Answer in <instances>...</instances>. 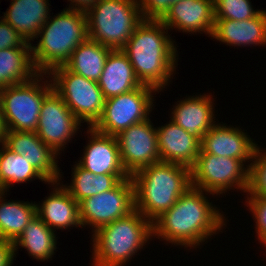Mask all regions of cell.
<instances>
[{
	"label": "cell",
	"instance_id": "1",
	"mask_svg": "<svg viewBox=\"0 0 266 266\" xmlns=\"http://www.w3.org/2000/svg\"><path fill=\"white\" fill-rule=\"evenodd\" d=\"M210 195L214 194L193 186L188 188L169 210L152 222L153 238L167 242L166 245L201 249L205 241L227 227L224 212L208 200Z\"/></svg>",
	"mask_w": 266,
	"mask_h": 266
},
{
	"label": "cell",
	"instance_id": "2",
	"mask_svg": "<svg viewBox=\"0 0 266 266\" xmlns=\"http://www.w3.org/2000/svg\"><path fill=\"white\" fill-rule=\"evenodd\" d=\"M170 35L161 21L143 20L121 49L138 80L160 92L171 84L178 66L177 45Z\"/></svg>",
	"mask_w": 266,
	"mask_h": 266
},
{
	"label": "cell",
	"instance_id": "3",
	"mask_svg": "<svg viewBox=\"0 0 266 266\" xmlns=\"http://www.w3.org/2000/svg\"><path fill=\"white\" fill-rule=\"evenodd\" d=\"M134 186V207L153 222L169 210L191 187L190 168L159 161L131 176Z\"/></svg>",
	"mask_w": 266,
	"mask_h": 266
},
{
	"label": "cell",
	"instance_id": "4",
	"mask_svg": "<svg viewBox=\"0 0 266 266\" xmlns=\"http://www.w3.org/2000/svg\"><path fill=\"white\" fill-rule=\"evenodd\" d=\"M91 237V266L127 265L154 240L152 222L136 209L101 227Z\"/></svg>",
	"mask_w": 266,
	"mask_h": 266
},
{
	"label": "cell",
	"instance_id": "5",
	"mask_svg": "<svg viewBox=\"0 0 266 266\" xmlns=\"http://www.w3.org/2000/svg\"><path fill=\"white\" fill-rule=\"evenodd\" d=\"M50 18L39 30L37 44L31 45L35 69L41 74L64 66L72 52L88 38L85 12L65 7Z\"/></svg>",
	"mask_w": 266,
	"mask_h": 266
},
{
	"label": "cell",
	"instance_id": "6",
	"mask_svg": "<svg viewBox=\"0 0 266 266\" xmlns=\"http://www.w3.org/2000/svg\"><path fill=\"white\" fill-rule=\"evenodd\" d=\"M88 38L122 49L144 20L138 0H98L87 12Z\"/></svg>",
	"mask_w": 266,
	"mask_h": 266
},
{
	"label": "cell",
	"instance_id": "7",
	"mask_svg": "<svg viewBox=\"0 0 266 266\" xmlns=\"http://www.w3.org/2000/svg\"><path fill=\"white\" fill-rule=\"evenodd\" d=\"M52 90L49 75L41 73L28 82L2 88L1 108L7 130L36 132L42 102Z\"/></svg>",
	"mask_w": 266,
	"mask_h": 266
},
{
	"label": "cell",
	"instance_id": "8",
	"mask_svg": "<svg viewBox=\"0 0 266 266\" xmlns=\"http://www.w3.org/2000/svg\"><path fill=\"white\" fill-rule=\"evenodd\" d=\"M53 90L63 99L70 111L83 124L93 127L100 119L105 97L96 81L73 73L65 66L53 69L49 74Z\"/></svg>",
	"mask_w": 266,
	"mask_h": 266
},
{
	"label": "cell",
	"instance_id": "9",
	"mask_svg": "<svg viewBox=\"0 0 266 266\" xmlns=\"http://www.w3.org/2000/svg\"><path fill=\"white\" fill-rule=\"evenodd\" d=\"M245 166V167H244ZM250 169L239 159L199 154L190 168L191 186L222 197L229 191L249 190Z\"/></svg>",
	"mask_w": 266,
	"mask_h": 266
},
{
	"label": "cell",
	"instance_id": "10",
	"mask_svg": "<svg viewBox=\"0 0 266 266\" xmlns=\"http://www.w3.org/2000/svg\"><path fill=\"white\" fill-rule=\"evenodd\" d=\"M154 87L141 85L128 93L106 99L103 113L93 128L103 134L117 136L133 124L149 119L154 110Z\"/></svg>",
	"mask_w": 266,
	"mask_h": 266
},
{
	"label": "cell",
	"instance_id": "11",
	"mask_svg": "<svg viewBox=\"0 0 266 266\" xmlns=\"http://www.w3.org/2000/svg\"><path fill=\"white\" fill-rule=\"evenodd\" d=\"M135 209L134 186L131 177L122 180L116 187L88 197L79 203L83 227H91V234L101 227L125 217Z\"/></svg>",
	"mask_w": 266,
	"mask_h": 266
},
{
	"label": "cell",
	"instance_id": "12",
	"mask_svg": "<svg viewBox=\"0 0 266 266\" xmlns=\"http://www.w3.org/2000/svg\"><path fill=\"white\" fill-rule=\"evenodd\" d=\"M81 122L63 99L52 90L43 100L36 133L55 153L60 155L77 135ZM71 140V142H70Z\"/></svg>",
	"mask_w": 266,
	"mask_h": 266
},
{
	"label": "cell",
	"instance_id": "13",
	"mask_svg": "<svg viewBox=\"0 0 266 266\" xmlns=\"http://www.w3.org/2000/svg\"><path fill=\"white\" fill-rule=\"evenodd\" d=\"M150 119L133 124L116 136L121 162L130 176L160 161L157 128Z\"/></svg>",
	"mask_w": 266,
	"mask_h": 266
},
{
	"label": "cell",
	"instance_id": "14",
	"mask_svg": "<svg viewBox=\"0 0 266 266\" xmlns=\"http://www.w3.org/2000/svg\"><path fill=\"white\" fill-rule=\"evenodd\" d=\"M255 142L244 129L218 121L203 135L199 154L239 159L250 169L258 147Z\"/></svg>",
	"mask_w": 266,
	"mask_h": 266
},
{
	"label": "cell",
	"instance_id": "15",
	"mask_svg": "<svg viewBox=\"0 0 266 266\" xmlns=\"http://www.w3.org/2000/svg\"><path fill=\"white\" fill-rule=\"evenodd\" d=\"M3 144L14 153L23 155L48 183L62 181L63 174L57 160L60 156L36 132L7 130Z\"/></svg>",
	"mask_w": 266,
	"mask_h": 266
},
{
	"label": "cell",
	"instance_id": "16",
	"mask_svg": "<svg viewBox=\"0 0 266 266\" xmlns=\"http://www.w3.org/2000/svg\"><path fill=\"white\" fill-rule=\"evenodd\" d=\"M160 21L170 32L177 29L185 34L204 33L210 37L215 22L213 0H182L173 4Z\"/></svg>",
	"mask_w": 266,
	"mask_h": 266
},
{
	"label": "cell",
	"instance_id": "17",
	"mask_svg": "<svg viewBox=\"0 0 266 266\" xmlns=\"http://www.w3.org/2000/svg\"><path fill=\"white\" fill-rule=\"evenodd\" d=\"M86 131L89 140L76 163L96 175L128 174L121 162L116 136L100 133L93 127Z\"/></svg>",
	"mask_w": 266,
	"mask_h": 266
},
{
	"label": "cell",
	"instance_id": "18",
	"mask_svg": "<svg viewBox=\"0 0 266 266\" xmlns=\"http://www.w3.org/2000/svg\"><path fill=\"white\" fill-rule=\"evenodd\" d=\"M212 96V93H200L180 99L172 105L170 120L201 141L218 120Z\"/></svg>",
	"mask_w": 266,
	"mask_h": 266
},
{
	"label": "cell",
	"instance_id": "19",
	"mask_svg": "<svg viewBox=\"0 0 266 266\" xmlns=\"http://www.w3.org/2000/svg\"><path fill=\"white\" fill-rule=\"evenodd\" d=\"M53 185L51 193L42 202H36V214L53 231L62 229L83 228L80 220L79 203L73 199L61 182ZM41 203V204H40Z\"/></svg>",
	"mask_w": 266,
	"mask_h": 266
},
{
	"label": "cell",
	"instance_id": "20",
	"mask_svg": "<svg viewBox=\"0 0 266 266\" xmlns=\"http://www.w3.org/2000/svg\"><path fill=\"white\" fill-rule=\"evenodd\" d=\"M160 161L191 168L201 150V141L169 120L157 127Z\"/></svg>",
	"mask_w": 266,
	"mask_h": 266
},
{
	"label": "cell",
	"instance_id": "21",
	"mask_svg": "<svg viewBox=\"0 0 266 266\" xmlns=\"http://www.w3.org/2000/svg\"><path fill=\"white\" fill-rule=\"evenodd\" d=\"M211 39L235 47L266 46V10L255 17L237 20H215Z\"/></svg>",
	"mask_w": 266,
	"mask_h": 266
},
{
	"label": "cell",
	"instance_id": "22",
	"mask_svg": "<svg viewBox=\"0 0 266 266\" xmlns=\"http://www.w3.org/2000/svg\"><path fill=\"white\" fill-rule=\"evenodd\" d=\"M49 6V0H11L1 17L31 43L50 18Z\"/></svg>",
	"mask_w": 266,
	"mask_h": 266
},
{
	"label": "cell",
	"instance_id": "23",
	"mask_svg": "<svg viewBox=\"0 0 266 266\" xmlns=\"http://www.w3.org/2000/svg\"><path fill=\"white\" fill-rule=\"evenodd\" d=\"M105 99L128 93L143 85L128 56L121 49L112 50L97 81Z\"/></svg>",
	"mask_w": 266,
	"mask_h": 266
},
{
	"label": "cell",
	"instance_id": "24",
	"mask_svg": "<svg viewBox=\"0 0 266 266\" xmlns=\"http://www.w3.org/2000/svg\"><path fill=\"white\" fill-rule=\"evenodd\" d=\"M57 232L50 229L36 214L23 230L22 234L13 243L14 257L21 247L36 261L52 260L56 253Z\"/></svg>",
	"mask_w": 266,
	"mask_h": 266
},
{
	"label": "cell",
	"instance_id": "25",
	"mask_svg": "<svg viewBox=\"0 0 266 266\" xmlns=\"http://www.w3.org/2000/svg\"><path fill=\"white\" fill-rule=\"evenodd\" d=\"M71 173L70 185L69 183L61 184L78 203L88 197L111 190L122 180L130 177L129 174L96 175L77 163L74 164Z\"/></svg>",
	"mask_w": 266,
	"mask_h": 266
},
{
	"label": "cell",
	"instance_id": "26",
	"mask_svg": "<svg viewBox=\"0 0 266 266\" xmlns=\"http://www.w3.org/2000/svg\"><path fill=\"white\" fill-rule=\"evenodd\" d=\"M32 44L0 50V88L28 82L38 74L32 60Z\"/></svg>",
	"mask_w": 266,
	"mask_h": 266
},
{
	"label": "cell",
	"instance_id": "27",
	"mask_svg": "<svg viewBox=\"0 0 266 266\" xmlns=\"http://www.w3.org/2000/svg\"><path fill=\"white\" fill-rule=\"evenodd\" d=\"M7 195L0 192V239L14 243L36 215V202L10 201Z\"/></svg>",
	"mask_w": 266,
	"mask_h": 266
},
{
	"label": "cell",
	"instance_id": "28",
	"mask_svg": "<svg viewBox=\"0 0 266 266\" xmlns=\"http://www.w3.org/2000/svg\"><path fill=\"white\" fill-rule=\"evenodd\" d=\"M112 50L87 38L72 52L64 66L75 74L97 82L103 72L108 54Z\"/></svg>",
	"mask_w": 266,
	"mask_h": 266
},
{
	"label": "cell",
	"instance_id": "29",
	"mask_svg": "<svg viewBox=\"0 0 266 266\" xmlns=\"http://www.w3.org/2000/svg\"><path fill=\"white\" fill-rule=\"evenodd\" d=\"M39 179L48 184L45 178L35 170L23 155L14 153L3 143L0 144V184L3 192H9V188L15 183H26ZM12 185V186H11Z\"/></svg>",
	"mask_w": 266,
	"mask_h": 266
},
{
	"label": "cell",
	"instance_id": "30",
	"mask_svg": "<svg viewBox=\"0 0 266 266\" xmlns=\"http://www.w3.org/2000/svg\"><path fill=\"white\" fill-rule=\"evenodd\" d=\"M215 20L243 21L257 16L262 10L253 9L250 0H213Z\"/></svg>",
	"mask_w": 266,
	"mask_h": 266
},
{
	"label": "cell",
	"instance_id": "31",
	"mask_svg": "<svg viewBox=\"0 0 266 266\" xmlns=\"http://www.w3.org/2000/svg\"><path fill=\"white\" fill-rule=\"evenodd\" d=\"M258 146L249 173V195L266 196V148Z\"/></svg>",
	"mask_w": 266,
	"mask_h": 266
},
{
	"label": "cell",
	"instance_id": "32",
	"mask_svg": "<svg viewBox=\"0 0 266 266\" xmlns=\"http://www.w3.org/2000/svg\"><path fill=\"white\" fill-rule=\"evenodd\" d=\"M245 206L252 213L256 223L255 232L260 245L266 249V196L249 195L246 193Z\"/></svg>",
	"mask_w": 266,
	"mask_h": 266
},
{
	"label": "cell",
	"instance_id": "33",
	"mask_svg": "<svg viewBox=\"0 0 266 266\" xmlns=\"http://www.w3.org/2000/svg\"><path fill=\"white\" fill-rule=\"evenodd\" d=\"M182 0H138L140 12L144 20L160 21L169 8Z\"/></svg>",
	"mask_w": 266,
	"mask_h": 266
},
{
	"label": "cell",
	"instance_id": "34",
	"mask_svg": "<svg viewBox=\"0 0 266 266\" xmlns=\"http://www.w3.org/2000/svg\"><path fill=\"white\" fill-rule=\"evenodd\" d=\"M27 42L9 23L0 17V50L27 47Z\"/></svg>",
	"mask_w": 266,
	"mask_h": 266
},
{
	"label": "cell",
	"instance_id": "35",
	"mask_svg": "<svg viewBox=\"0 0 266 266\" xmlns=\"http://www.w3.org/2000/svg\"><path fill=\"white\" fill-rule=\"evenodd\" d=\"M14 260L13 243L0 239V266H12Z\"/></svg>",
	"mask_w": 266,
	"mask_h": 266
},
{
	"label": "cell",
	"instance_id": "36",
	"mask_svg": "<svg viewBox=\"0 0 266 266\" xmlns=\"http://www.w3.org/2000/svg\"><path fill=\"white\" fill-rule=\"evenodd\" d=\"M70 4L68 9L87 12L98 0H67Z\"/></svg>",
	"mask_w": 266,
	"mask_h": 266
},
{
	"label": "cell",
	"instance_id": "37",
	"mask_svg": "<svg viewBox=\"0 0 266 266\" xmlns=\"http://www.w3.org/2000/svg\"><path fill=\"white\" fill-rule=\"evenodd\" d=\"M7 127L4 121L2 108L0 107V144L4 143Z\"/></svg>",
	"mask_w": 266,
	"mask_h": 266
},
{
	"label": "cell",
	"instance_id": "38",
	"mask_svg": "<svg viewBox=\"0 0 266 266\" xmlns=\"http://www.w3.org/2000/svg\"><path fill=\"white\" fill-rule=\"evenodd\" d=\"M1 92H2V88H0V107H1Z\"/></svg>",
	"mask_w": 266,
	"mask_h": 266
}]
</instances>
